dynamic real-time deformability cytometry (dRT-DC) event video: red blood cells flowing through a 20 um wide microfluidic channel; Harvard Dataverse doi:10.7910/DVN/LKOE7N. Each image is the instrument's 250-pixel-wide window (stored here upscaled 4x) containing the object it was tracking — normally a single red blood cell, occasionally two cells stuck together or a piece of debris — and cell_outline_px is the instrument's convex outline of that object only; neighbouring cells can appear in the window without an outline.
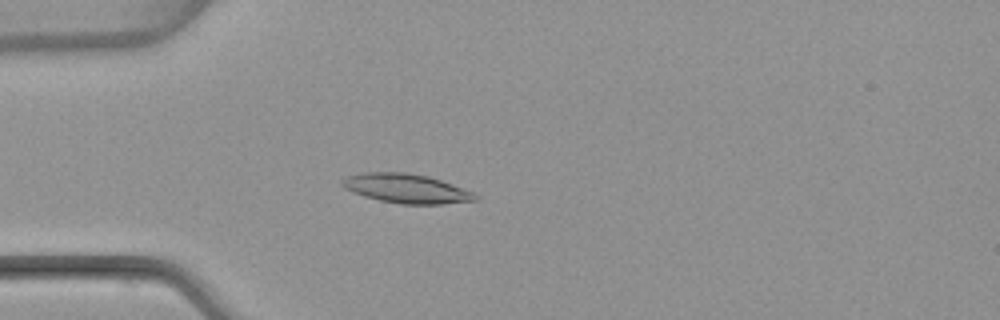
{"species": "common noctule bat (a hibernating species)", "species_latin": "Nyctalus noctula", "temperature_condition": "warm", "stored_images_in_passage": 52, "camera_frame_rate_fps": 3000, "um_per_image_px": 0.085, "animal": {"sex": "female", "body_mass_g": 22.7, "forearm_length_mm": 54.2}, "frame": {"image": 1, "passage_image": 15, "time_ms": 4.667, "image_size_px": [1000, 320], "cell_outline_px": [[480, 196], [476, 200], [444, 204], [400, 204], [380, 200], [364, 196], [352, 192], [344, 188], [340, 184], [340, 180], [348, 176], [364, 172], [408, 172], [428, 176], [476, 192]], "centroid_in_image_um": [34.55, 16.02], "position_along_channel_um": 50.4, "area_um2": 22.89}}
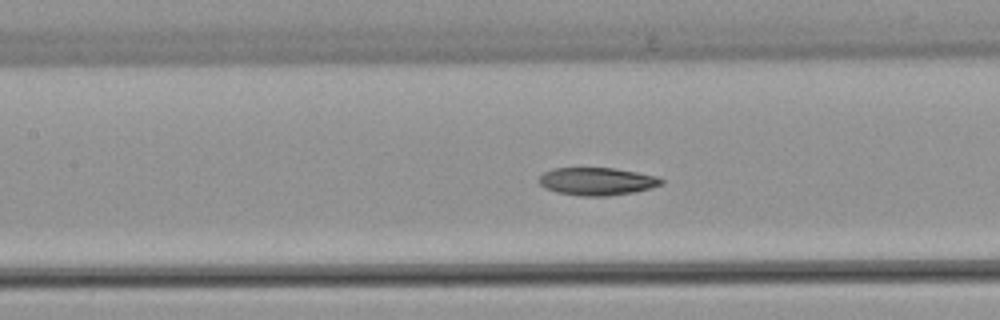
{"frame": {"image": 2, "passage_image": 24, "time_ms": 7.667, "image_size_px": [1000, 320], "cell_outline_px": [[664, 184], [652, 188], [636, 192], [608, 196], [584, 196], [556, 192], [544, 188], [536, 180], [544, 172], [552, 168], [616, 168], [660, 176], [664, 180]], "centroid_in_image_um": [50.78, 15.41], "position_along_channel_um": 156.6, "area_um2": 20.17}}
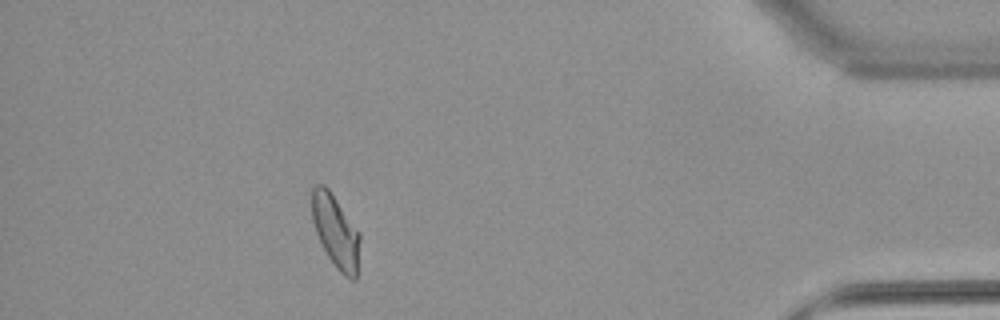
{"frame": {"image": 3, "passage_image": 47, "time_ms": 15.333, "image_size_px": [1000, 320], "cell_outline_px": [[360, 240], [356, 280], [352, 280], [344, 276], [336, 268], [328, 256], [316, 232], [312, 220], [312, 188], [316, 184], [324, 184], [328, 188], [360, 232]], "centroid_in_image_um": [28.54, 19.67], "position_along_channel_um": 406.7, "area_um2": 20.29}, "authors_computed_cell_mechanics": {"area_um2": 20.808, "velocity_mm_per_s": 3.9315, "shape_relaxation_time_tau1_ms": 10.4366, "shape_relaxation_time_tau2_ms": 2.1471, "deformation_change_tau1": 0.2214, "deformation_change_tau2": 0.0724}}